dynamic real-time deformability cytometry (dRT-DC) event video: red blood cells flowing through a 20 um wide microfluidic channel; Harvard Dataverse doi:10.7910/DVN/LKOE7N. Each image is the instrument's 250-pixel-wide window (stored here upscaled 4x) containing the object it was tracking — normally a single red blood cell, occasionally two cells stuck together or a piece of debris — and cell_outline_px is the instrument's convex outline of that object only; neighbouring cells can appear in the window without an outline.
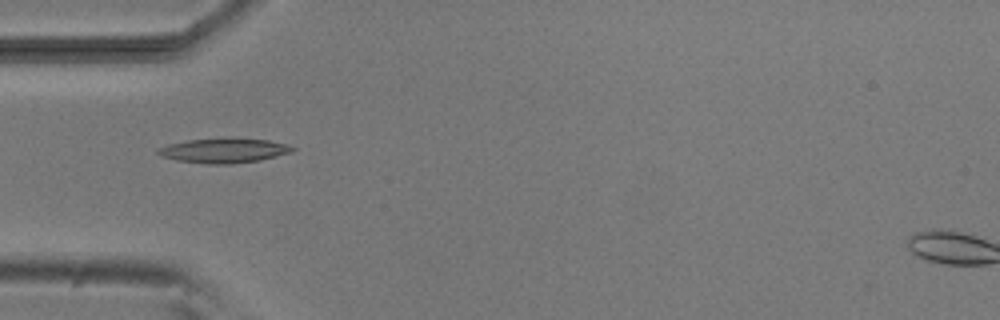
{"species": "common noctule bat (a hibernating species)", "species_latin": "Nyctalus noctula", "temperature_condition": "room temperature", "stored_images_in_passage": 5, "camera_frame_rate_fps": 3000, "um_per_image_px": 0.085, "animal": {"sex": "male", "body_mass_g": 20.5, "forearm_length_mm": 52.5}, "frame": {"image": 1, "passage_image": 2, "time_ms": 1.333, "image_size_px": [1000, 320], "cell_outline_px": [[296, 148], [292, 152], [276, 156], [256, 160], [228, 164], [208, 164], [176, 160], [160, 156], [156, 152], [160, 148], [168, 144], [188, 140], [228, 136], [268, 140], [284, 144]], "centroid_in_image_um": [19.0, 12.77], "position_along_channel_um": 66.0, "area_um2": 19.48}}
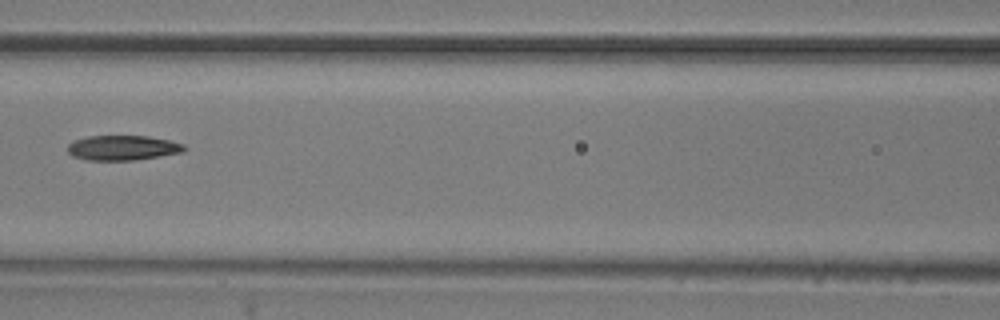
{"frame": {"image": 2, "passage_image": 4, "time_ms": 3.667, "image_size_px": [1000, 320], "cell_outline_px": [[188, 148], [184, 152], [132, 160], [88, 160], [72, 156], [68, 152], [68, 144], [72, 140], [88, 136], [148, 136], [168, 140], [184, 144]], "centroid_in_image_um": [10.42, 12.56], "position_along_channel_um": 156.2, "area_um2": 16.94}}
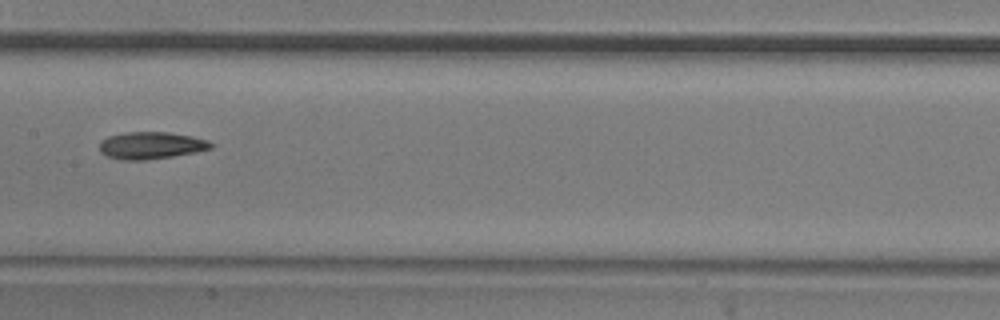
{"frame": {"image": 3, "passage_image": 5, "time_ms": 4.667, "image_size_px": [1000, 320], "cell_outline_px": [[212, 148], [196, 152], [148, 160], [120, 160], [108, 156], [100, 152], [100, 144], [108, 136], [124, 132], [168, 132], [192, 136], [208, 140], [212, 144]], "centroid_in_image_um": [12.84, 12.36], "position_along_channel_um": 194.6, "area_um2": 17.57}}